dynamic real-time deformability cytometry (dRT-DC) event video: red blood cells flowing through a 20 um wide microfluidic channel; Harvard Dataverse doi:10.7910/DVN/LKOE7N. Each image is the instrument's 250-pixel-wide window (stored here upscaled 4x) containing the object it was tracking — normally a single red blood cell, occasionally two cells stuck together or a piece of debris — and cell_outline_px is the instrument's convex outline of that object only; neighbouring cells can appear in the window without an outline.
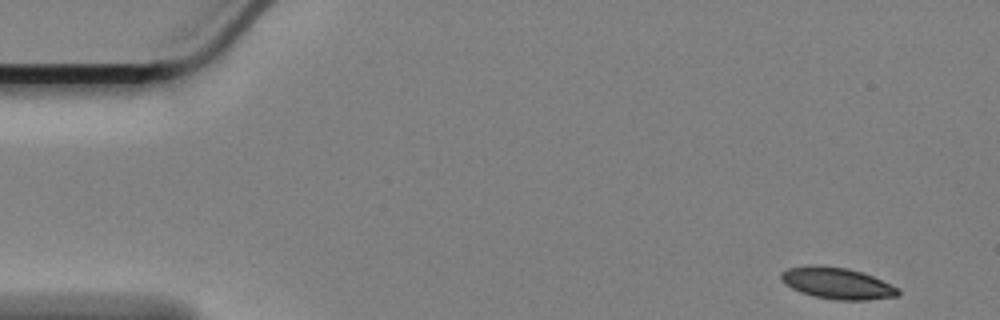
{"species": "Egyptian fruit bat (a non-hibernating species)", "species_latin": "Rousettus aegyptiacus", "temperature_condition": "cold", "stored_images_in_passage": 57, "segment_of_instrument_passage": [1, 2], "camera_frame_rate_fps": 3000, "um_per_image_px": 0.085, "animal": {"sex": "female"}, "frame": {"image": 1, "passage_image": 1, "time_ms": 0.0, "image_size_px": [1000, 320], "cell_outline_px": [[900, 292], [896, 296], [868, 300], [836, 300], [812, 296], [800, 292], [784, 284], [780, 280], [780, 272], [788, 268], [848, 268], [872, 276], [900, 288]], "centroid_in_image_um": [71.19, 24.13], "position_along_channel_um": 13.8, "area_um2": 20.75}}
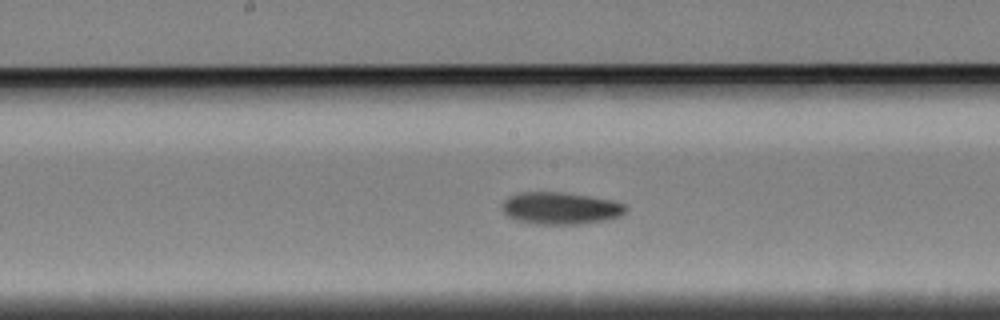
{"frame": {"image": 2, "passage_image": 27, "time_ms": 8.667, "image_size_px": [1000, 320], "cell_outline_px": [[628, 208], [620, 216], [604, 220], [580, 224], [532, 224], [516, 220], [508, 216], [504, 212], [504, 200], [508, 196], [520, 192], [560, 192], [588, 196], [612, 200], [624, 204]], "centroid_in_image_um": [47.63, 17.7], "position_along_channel_um": 200.6, "area_um2": 23.0}}
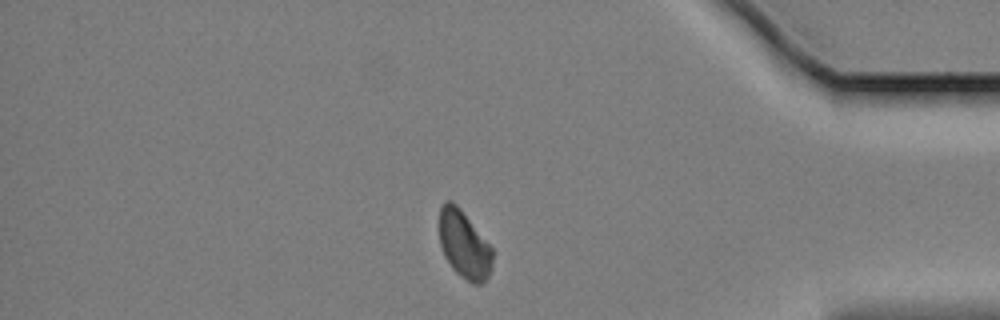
{"frame": {"image": 3, "passage_image": 47, "time_ms": 15.333, "image_size_px": [1000, 320], "cell_outline_px": [[492, 268], [488, 276], [480, 284], [472, 284], [460, 276], [452, 268], [444, 256], [440, 244], [440, 204], [444, 200], [452, 200], [460, 208], [492, 248]], "centroid_in_image_um": [39.43, 20.79], "position_along_channel_um": 395.8, "area_um2": 20.92}}